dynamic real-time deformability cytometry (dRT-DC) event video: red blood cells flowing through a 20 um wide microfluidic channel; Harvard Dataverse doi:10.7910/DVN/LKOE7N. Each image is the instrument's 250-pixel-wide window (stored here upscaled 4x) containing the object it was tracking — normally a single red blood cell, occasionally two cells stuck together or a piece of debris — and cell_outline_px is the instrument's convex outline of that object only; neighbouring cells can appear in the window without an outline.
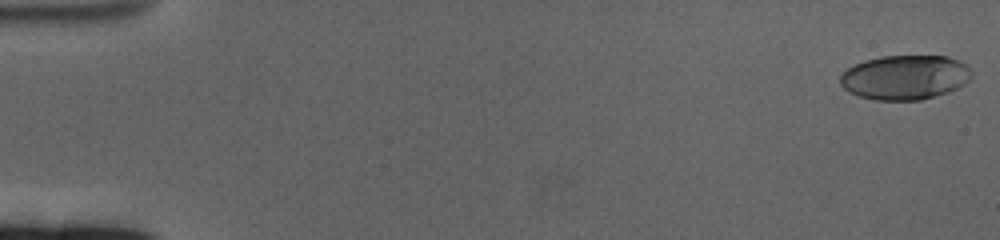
{"species": "human", "species_latin": "Homo sapiens", "temperature_condition": "cold", "stored_images_in_passage": 62, "camera_frame_rate_fps": 3000, "um_per_image_px": 0.085, "donor": {"sex": "female"}, "frame": {"image": 1, "passage_image": 1, "time_ms": 0.0, "image_size_px": [1000, 240], "cell_outline_px": [[972, 76], [964, 84], [948, 92], [920, 100], [872, 100], [848, 92], [840, 84], [840, 76], [848, 68], [864, 60], [880, 56], [948, 56], [964, 64], [972, 72]], "centroid_in_image_um": [76.9, 6.58], "position_along_channel_um": 8.1, "area_um2": 33.99}}
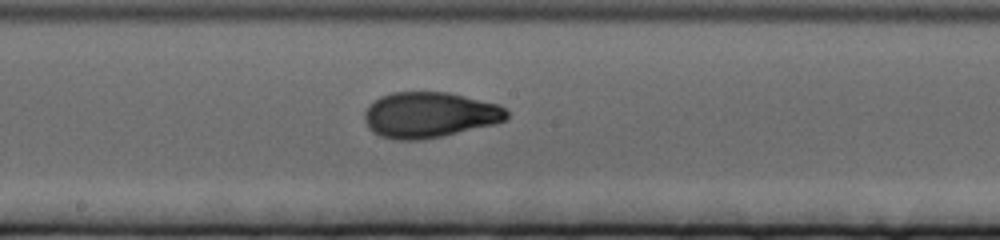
{"frame": {"image": 2, "passage_image": 34, "time_ms": 11.0, "image_size_px": [1000, 240], "cell_outline_px": [[508, 116], [504, 120], [496, 124], [444, 136], [420, 140], [392, 140], [380, 136], [372, 132], [368, 128], [364, 120], [364, 112], [368, 104], [380, 96], [392, 92], [448, 92], [500, 104], [508, 112]], "centroid_in_image_um": [36.48, 9.77], "position_along_channel_um": 211.7, "area_um2": 38.38}}
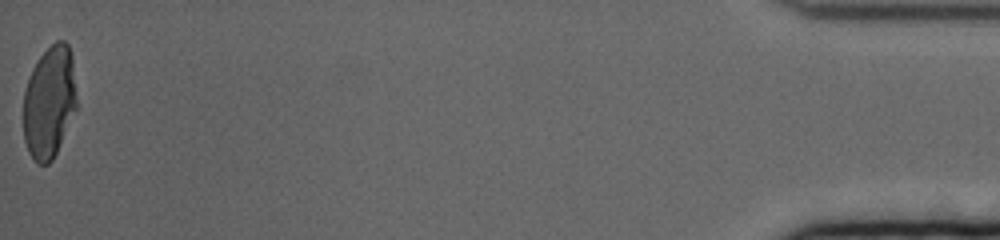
{"frame": {"image": 3, "passage_image": 62, "time_ms": 20.333, "image_size_px": [1000, 240], "cell_outline_px": [[76, 108], [56, 152], [52, 160], [48, 164], [36, 164], [28, 152], [24, 140], [24, 92], [28, 76], [32, 68], [40, 56], [56, 40], [64, 40], [68, 44], [72, 56], [76, 96]], "centroid_in_image_um": [4.17, 8.67], "position_along_channel_um": 431.0, "area_um2": 34.74}, "authors_computed_cell_mechanics": {"area_um2": 36.0672, "velocity_mm_per_s": 3.3179, "shape_relaxation_time_tau1_ms": 5.9168, "shape_relaxation_time_tau2_ms": 0.9845, "deformation_change_tau1": 0.223, "deformation_change_tau2": 0.0523}}